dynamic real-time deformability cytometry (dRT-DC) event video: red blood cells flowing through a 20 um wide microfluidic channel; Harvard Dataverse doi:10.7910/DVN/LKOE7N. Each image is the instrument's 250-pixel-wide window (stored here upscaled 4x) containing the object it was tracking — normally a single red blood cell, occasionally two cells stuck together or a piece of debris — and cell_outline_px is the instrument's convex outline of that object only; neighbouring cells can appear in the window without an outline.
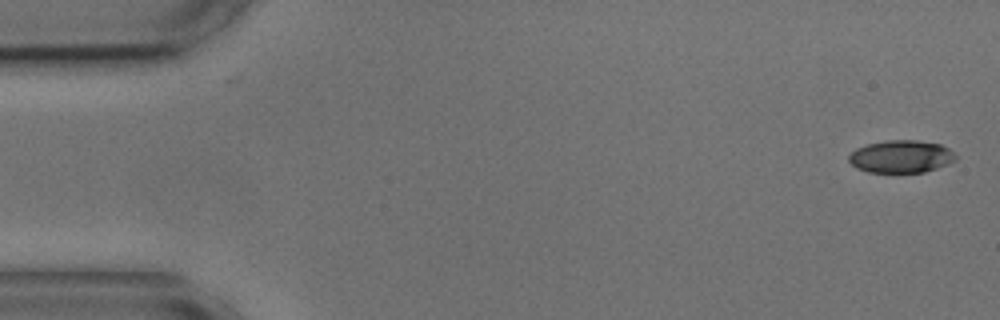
{"species": "common noctule bat (a hibernating species)", "species_latin": "Nyctalus noctula", "temperature_condition": "cold", "stored_images_in_passage": 55, "camera_frame_rate_fps": 3000, "um_per_image_px": 0.085, "animal": {"sex": "male", "body_mass_g": 17.9, "forearm_length_mm": 54.2}, "frame": {"image": 1, "passage_image": 1, "time_ms": 0.0, "image_size_px": [1000, 320], "cell_outline_px": [[956, 160], [948, 164], [924, 172], [868, 172], [856, 168], [848, 160], [848, 156], [856, 148], [868, 144], [888, 140], [916, 140], [940, 144], [948, 148], [956, 156]], "centroid_in_image_um": [76.58, 13.3], "position_along_channel_um": 8.4, "area_um2": 20.17}}
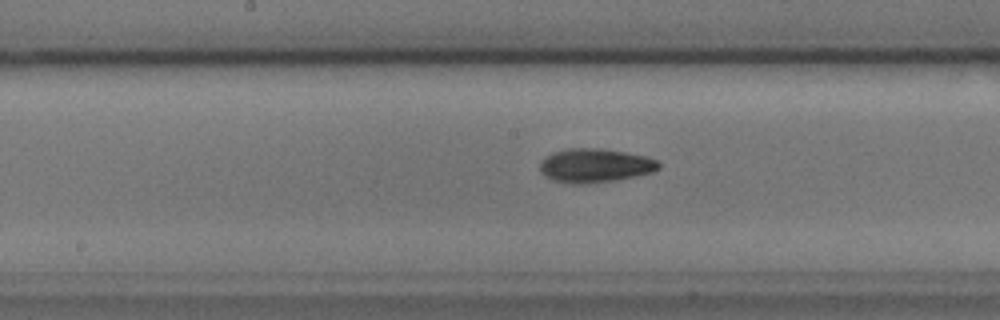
{"frame": {"image": 2, "passage_image": 27, "time_ms": 8.667, "image_size_px": [1000, 320], "cell_outline_px": [[660, 168], [652, 172], [616, 180], [584, 184], [572, 184], [552, 180], [544, 176], [540, 172], [540, 164], [544, 156], [552, 152], [568, 148], [600, 148], [624, 152], [644, 156], [656, 160], [660, 164]], "centroid_in_image_um": [50.52, 14.07], "position_along_channel_um": 197.7, "area_um2": 23.52}}
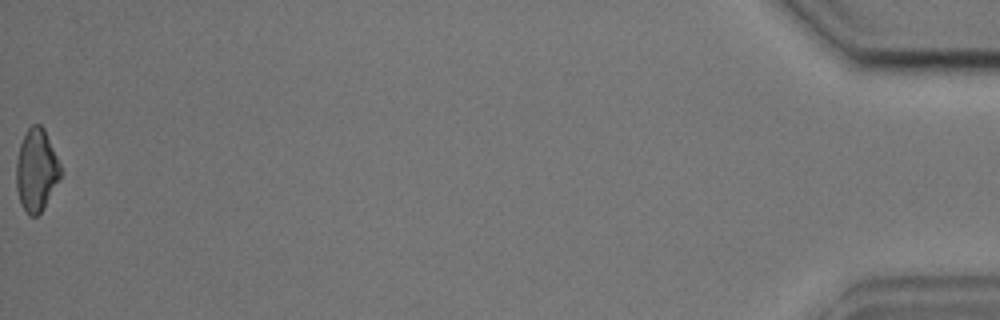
{"frame": {"image": 3, "passage_image": 55, "time_ms": 18.0, "image_size_px": [1000, 320], "cell_outline_px": [[64, 172], [44, 208], [36, 216], [28, 216], [20, 204], [16, 188], [16, 164], [20, 144], [28, 128], [32, 124], [40, 124], [44, 128]], "centroid_in_image_um": [3.11, 14.49], "position_along_channel_um": 432.1, "area_um2": 21.56}, "authors_computed_cell_mechanics": {"area_um2": 21.675, "velocity_mm_per_s": 3.598, "shape_relaxation_time_tau1_ms": 3.627, "shape_relaxation_time_tau2_ms": 5.4626, "deformation_change_tau1": 0.1153, "deformation_change_tau2": 0.1182}}